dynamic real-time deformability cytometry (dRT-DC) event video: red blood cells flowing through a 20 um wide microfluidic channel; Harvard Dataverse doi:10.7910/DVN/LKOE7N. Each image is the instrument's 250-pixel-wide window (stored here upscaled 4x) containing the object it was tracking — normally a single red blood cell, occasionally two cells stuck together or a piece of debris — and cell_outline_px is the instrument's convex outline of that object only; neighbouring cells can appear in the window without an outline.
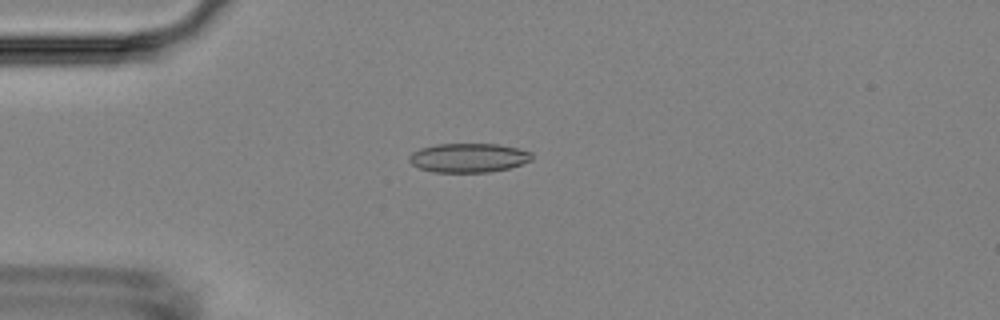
{"species": "Egyptian fruit bat (a non-hibernating species)", "species_latin": "Rousettus aegyptiacus", "temperature_condition": "room temperature", "stored_images_in_passage": 53, "camera_frame_rate_fps": 3000, "um_per_image_px": 0.085, "animal": {"sex": "female"}, "frame": {"image": 1, "passage_image": 13, "time_ms": 4.0, "image_size_px": [1000, 320], "cell_outline_px": [[532, 160], [508, 168], [488, 172], [432, 172], [420, 168], [412, 164], [408, 160], [408, 156], [412, 152], [420, 148], [436, 144], [500, 144], [532, 152]], "centroid_in_image_um": [39.8, 13.41], "position_along_channel_um": 45.2, "area_um2": 20.81}}
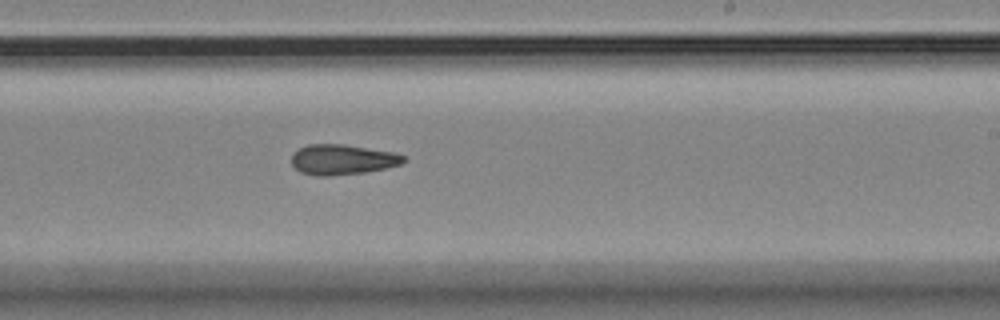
{"frame": {"image": 2, "passage_image": 32, "time_ms": 10.333, "image_size_px": [1000, 320], "cell_outline_px": [[408, 160], [400, 164], [384, 168], [364, 172], [332, 176], [316, 176], [300, 172], [292, 164], [292, 152], [308, 144], [344, 144], [396, 152], [404, 156]], "centroid_in_image_um": [29.1, 13.56], "position_along_channel_um": 259.9, "area_um2": 19.88}}
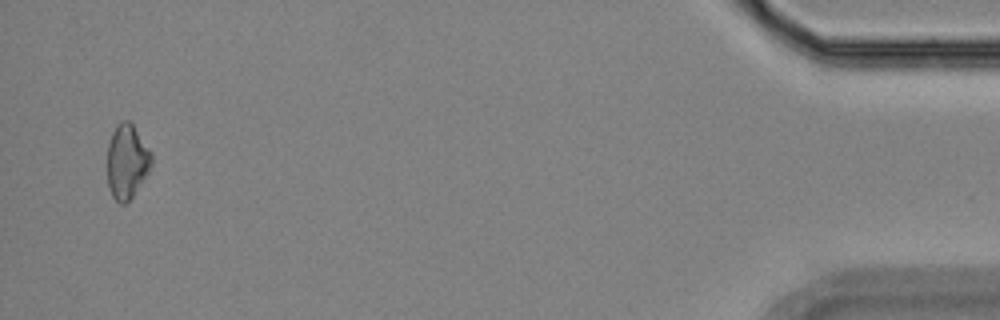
{"frame": {"image": 3, "passage_image": 52, "time_ms": 17.0, "image_size_px": [1000, 320], "cell_outline_px": [[152, 164], [148, 172], [132, 196], [124, 204], [120, 204], [112, 196], [108, 184], [108, 144], [112, 132], [116, 124], [120, 120], [128, 120], [132, 124], [152, 152]], "centroid_in_image_um": [10.79, 13.7], "position_along_channel_um": 424.4, "area_um2": 19.02}, "authors_computed_cell_mechanics": {"area_um2": 19.8254, "velocity_mm_per_s": 3.6698, "shape_relaxation_time_tau1_ms": 7.1831, "shape_relaxation_time_tau2_ms": 5.0765, "deformation_change_tau1": 0.1483, "deformation_change_tau2": 0.1349}}